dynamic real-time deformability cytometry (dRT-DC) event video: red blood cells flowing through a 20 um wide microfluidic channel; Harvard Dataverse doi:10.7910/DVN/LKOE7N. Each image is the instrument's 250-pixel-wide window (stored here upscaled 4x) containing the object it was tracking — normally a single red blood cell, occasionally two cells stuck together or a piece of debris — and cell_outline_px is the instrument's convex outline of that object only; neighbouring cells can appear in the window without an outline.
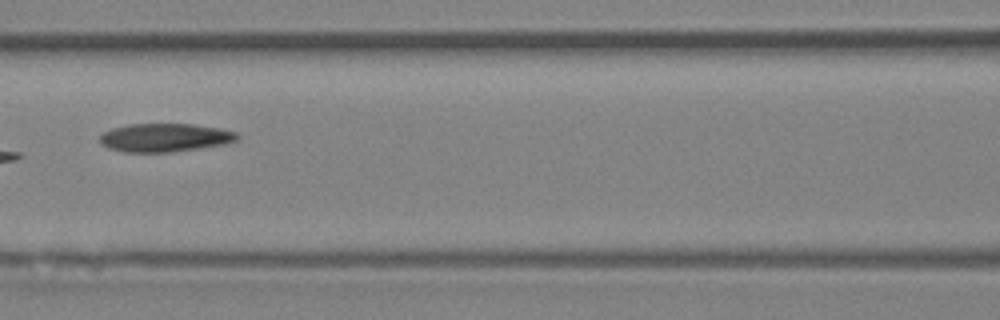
{"species": "Egyptian fruit bat (a non-hibernating species)", "species_latin": "Rousettus aegyptiacus", "temperature_condition": "room temperature", "stored_images_in_passage": 7, "camera_frame_rate_fps": 3000, "um_per_image_px": 0.085, "animal": {"sex": "female"}, "frame": {"image": 1, "passage_image": 6, "time_ms": 6.667, "image_size_px": [1000, 320], "cell_outline_px": [[240, 136], [236, 140], [224, 144], [172, 152], [124, 152], [108, 148], [100, 144], [100, 136], [104, 132], [112, 128], [128, 124], [192, 124], [220, 128], [236, 132]], "centroid_in_image_um": [13.99, 11.69], "position_along_channel_um": 152.6, "area_um2": 22.72}}
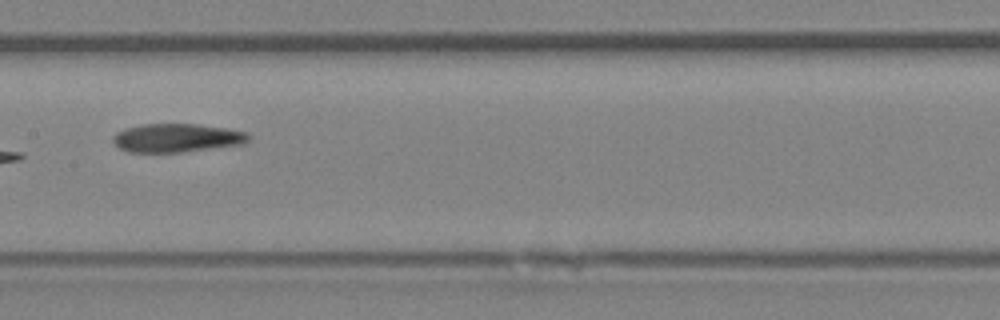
{"frame": {"image": 2, "passage_image": 7, "time_ms": 7.667, "image_size_px": [1000, 320], "cell_outline_px": [[252, 136], [244, 144], [180, 152], [128, 152], [112, 144], [112, 136], [116, 132], [124, 128], [140, 124], [196, 124], [228, 128], [248, 132]], "centroid_in_image_um": [15.01, 11.71], "position_along_channel_um": 192.4, "area_um2": 22.83}}